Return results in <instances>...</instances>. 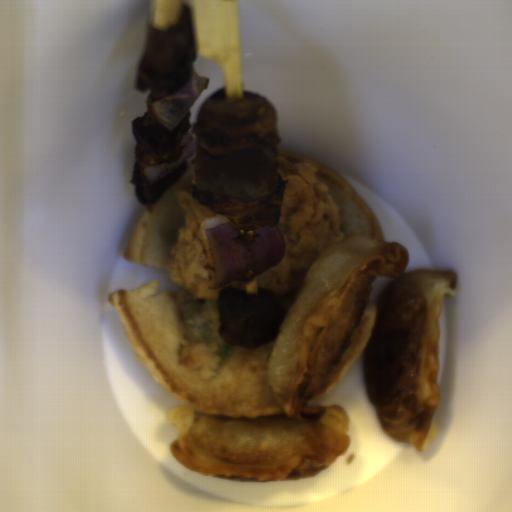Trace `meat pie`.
<instances>
[{"label": "meat pie", "instance_id": "obj_1", "mask_svg": "<svg viewBox=\"0 0 512 512\" xmlns=\"http://www.w3.org/2000/svg\"><path fill=\"white\" fill-rule=\"evenodd\" d=\"M285 184L278 229L285 254L273 269L256 277V292L266 290L284 318L311 266L328 245L345 239L339 207L327 186L317 179V167L278 157Z\"/></svg>", "mask_w": 512, "mask_h": 512}, {"label": "meat pie", "instance_id": "obj_3", "mask_svg": "<svg viewBox=\"0 0 512 512\" xmlns=\"http://www.w3.org/2000/svg\"><path fill=\"white\" fill-rule=\"evenodd\" d=\"M226 287H232V288L246 292L245 282H236V283L228 284Z\"/></svg>", "mask_w": 512, "mask_h": 512}, {"label": "meat pie", "instance_id": "obj_2", "mask_svg": "<svg viewBox=\"0 0 512 512\" xmlns=\"http://www.w3.org/2000/svg\"><path fill=\"white\" fill-rule=\"evenodd\" d=\"M196 185L195 177L175 190L184 219L167 257L166 270L173 283L193 293L196 298L218 301L221 289L211 290L209 263L200 228L202 221L218 215L194 200L193 187Z\"/></svg>", "mask_w": 512, "mask_h": 512}]
</instances>
